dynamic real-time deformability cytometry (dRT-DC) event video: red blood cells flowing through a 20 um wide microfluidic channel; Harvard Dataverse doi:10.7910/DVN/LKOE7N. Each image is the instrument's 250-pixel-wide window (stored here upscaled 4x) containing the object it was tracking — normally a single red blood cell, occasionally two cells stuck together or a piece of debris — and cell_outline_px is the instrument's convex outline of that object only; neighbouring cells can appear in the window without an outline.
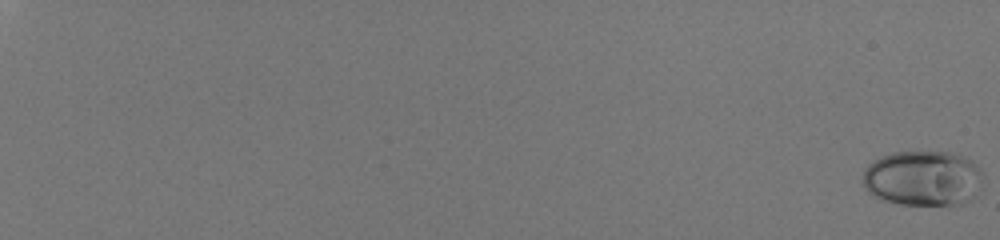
{"species": "human", "species_latin": "Homo sapiens", "temperature_condition": "room temperature", "stored_images_in_passage": 58, "camera_frame_rate_fps": 3000, "um_per_image_px": 0.085, "donor": {"sex": "male"}, "frame": {"image": 1, "passage_image": 1, "time_ms": 0.0, "image_size_px": [1000, 240], "cell_outline_px": [[984, 176], [976, 196], [964, 204], [900, 204], [880, 200], [868, 192], [864, 188], [864, 168], [872, 160], [880, 156], [892, 152], [948, 152], [964, 156], [972, 160], [984, 172]], "centroid_in_image_um": [78.47, 15.15], "position_along_channel_um": 6.5, "area_um2": 39.3}}
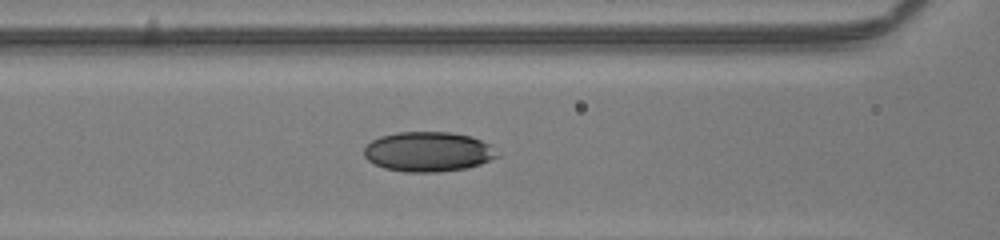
{"frame": {"image": 2, "passage_image": 32, "time_ms": 10.333, "image_size_px": [1000, 240], "cell_outline_px": [[500, 156], [480, 164], [468, 168], [436, 172], [408, 172], [384, 168], [368, 160], [364, 156], [364, 148], [372, 140], [380, 136], [396, 132], [452, 132], [472, 136], [488, 144], [500, 152]], "centroid_in_image_um": [36.42, 12.89], "position_along_channel_um": 130.2, "area_um2": 31.04}}
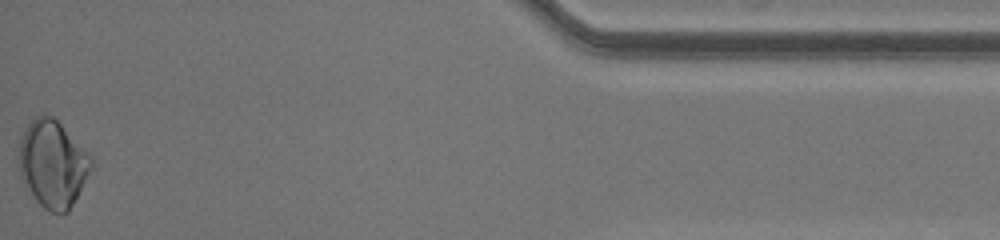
{"frame": {"image": 3, "passage_image": 58, "time_ms": 19.0, "image_size_px": [1000, 240], "cell_outline_px": [[92, 168], [68, 212], [52, 212], [44, 208], [36, 200], [20, 176], [16, 156], [20, 140], [24, 128], [36, 116], [44, 112], [52, 116], [92, 156]], "centroid_in_image_um": [4.44, 13.89], "position_along_channel_um": 430.8, "area_um2": 36.7}, "authors_computed_cell_mechanics": {"area_um2": 31.9056, "velocity_mm_per_s": 4.1065, "shape_relaxation_time_tau1_ms": 8.7938, "shape_relaxation_time_tau2_ms": null, "deformation_change_tau1": 0.155, "deformation_change_tau2": null}}